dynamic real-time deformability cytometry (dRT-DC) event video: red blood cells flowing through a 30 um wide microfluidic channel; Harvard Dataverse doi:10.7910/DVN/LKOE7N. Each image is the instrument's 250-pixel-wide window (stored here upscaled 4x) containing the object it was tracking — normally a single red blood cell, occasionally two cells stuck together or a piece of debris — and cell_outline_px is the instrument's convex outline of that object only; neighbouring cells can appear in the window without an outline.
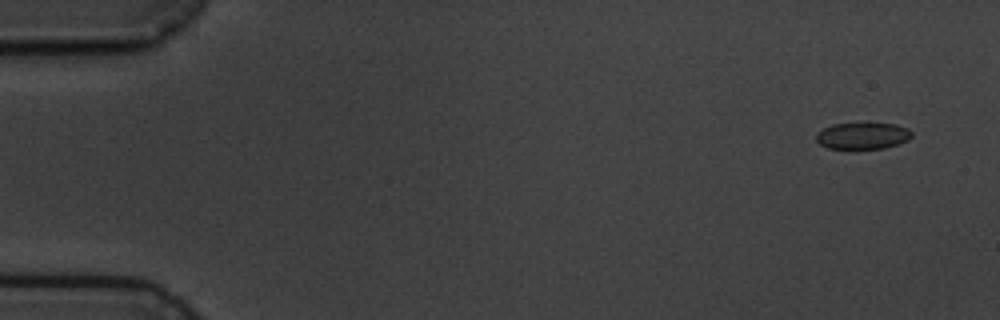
{"species": "common noctule bat (a hibernating species)", "species_latin": "Nyctalus noctula", "temperature_condition": "cold", "stored_images_in_passage": 6, "camera_frame_rate_fps": 3000, "um_per_image_px": 0.085, "animal": {"sex": "male", "body_mass_g": 19.5, "forearm_length_mm": 54.6}, "frame": {"image": 1, "passage_image": 1, "time_ms": 0.0, "image_size_px": [1000, 320], "cell_outline_px": [[912, 136], [908, 140], [900, 144], [884, 148], [848, 152], [828, 148], [820, 144], [816, 140], [816, 136], [824, 128], [832, 124], [896, 124], [908, 128], [912, 132]], "centroid_in_image_um": [73.33, 11.61], "position_along_channel_um": 11.7, "area_um2": 15.37}}
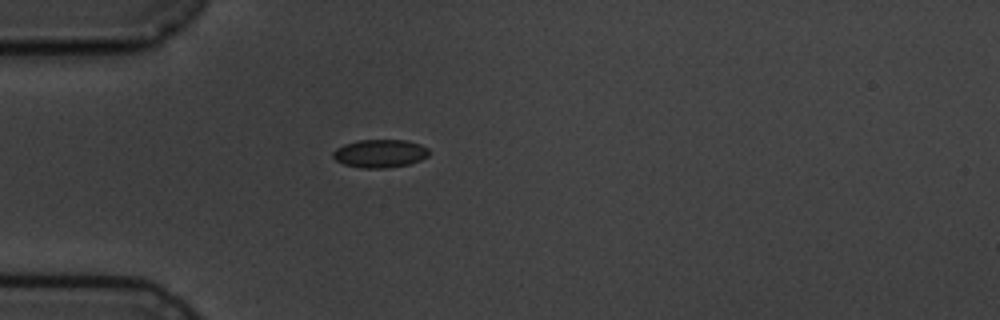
{"frame": {"image": 2, "passage_image": 4, "time_ms": 4.333, "image_size_px": [1000, 320], "cell_outline_px": [[428, 156], [420, 160], [408, 164], [388, 168], [360, 168], [344, 164], [336, 160], [332, 156], [332, 152], [336, 148], [344, 144], [360, 140], [408, 140], [420, 144], [428, 148]], "centroid_in_image_um": [32.29, 13.04], "position_along_channel_um": 52.7, "area_um2": 15.78}}
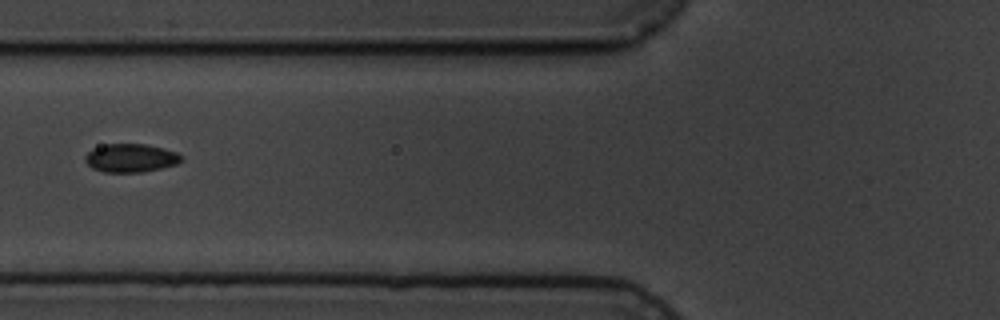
{"frame": {"image": 3, "passage_image": 6, "time_ms": 6.333, "image_size_px": [1000, 320], "cell_outline_px": [[184, 156], [176, 164], [160, 168], [140, 172], [104, 172], [92, 168], [84, 160], [84, 156], [92, 148], [104, 144], [144, 144], [164, 148], [176, 152]], "centroid_in_image_um": [11.08, 13.42], "position_along_channel_um": 114.7, "area_um2": 15.9}}